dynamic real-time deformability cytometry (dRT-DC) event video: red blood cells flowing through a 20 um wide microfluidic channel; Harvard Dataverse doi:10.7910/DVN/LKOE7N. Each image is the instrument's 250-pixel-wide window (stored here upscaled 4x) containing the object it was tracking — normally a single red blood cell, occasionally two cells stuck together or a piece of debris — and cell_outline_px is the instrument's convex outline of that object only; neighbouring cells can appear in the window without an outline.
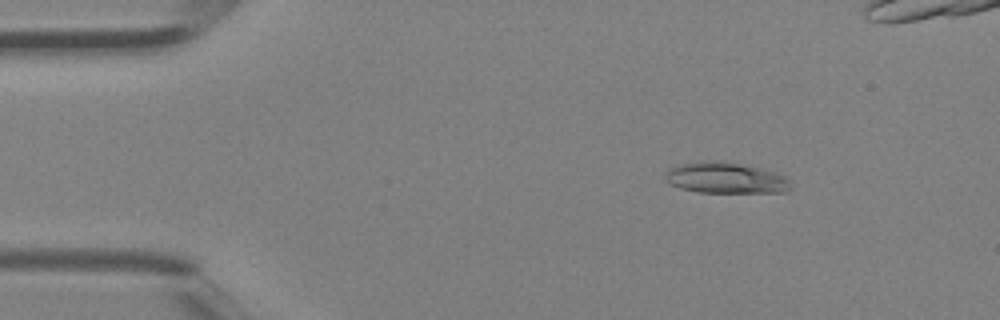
{"species": "Egyptian fruit bat (a non-hibernating species)", "species_latin": "Rousettus aegyptiacus", "temperature_condition": "room temperature", "stored_images_in_passage": 42, "camera_frame_rate_fps": 3000, "um_per_image_px": 0.085, "animal": {"sex": "female"}, "frame": {"image": 1, "passage_image": 6, "time_ms": 1.667, "image_size_px": [1000, 320], "cell_outline_px": [[792, 188], [784, 192], [700, 192], [680, 188], [664, 180], [664, 176], [668, 168], [680, 164], [700, 160], [724, 160], [764, 168], [776, 172], [784, 176], [792, 184]], "centroid_in_image_um": [61.68, 15.09], "position_along_channel_um": 23.3, "area_um2": 23.12}}
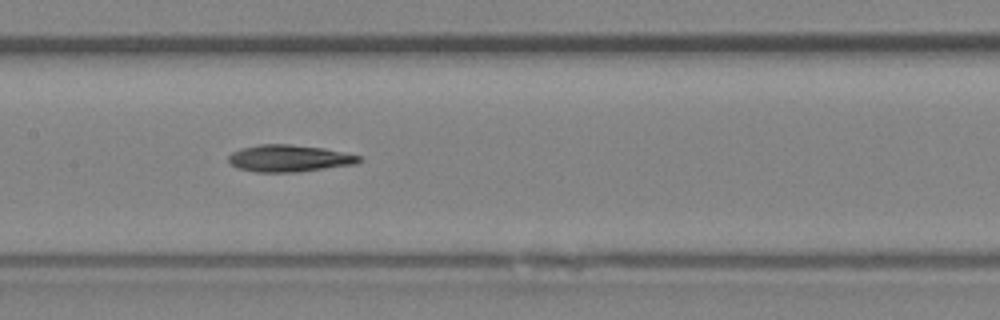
{"frame": {"image": 2, "passage_image": 20, "time_ms": 6.333, "image_size_px": [1000, 320], "cell_outline_px": [[364, 160], [356, 164], [296, 172], [256, 172], [236, 168], [228, 160], [228, 156], [232, 152], [240, 148], [260, 144], [288, 144], [324, 148], [360, 156]], "centroid_in_image_um": [24.56, 13.46], "position_along_channel_um": 182.8, "area_um2": 20.52}}
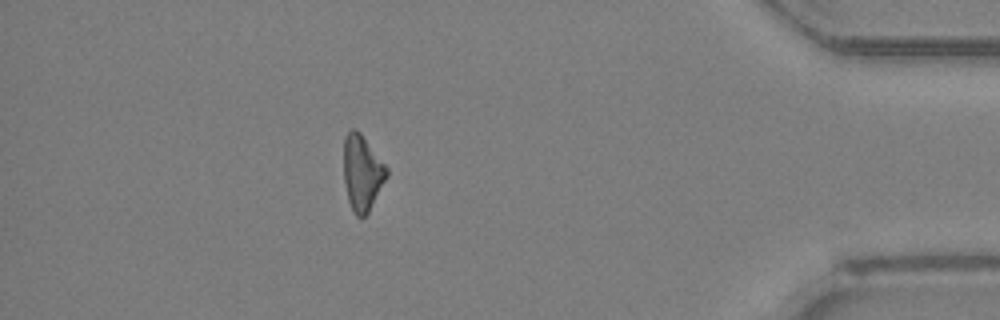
{"frame": {"image": 3, "passage_image": 36, "time_ms": 11.667, "image_size_px": [1000, 320], "cell_outline_px": [[388, 176], [368, 212], [364, 216], [356, 216], [352, 212], [348, 200], [344, 180], [344, 136], [352, 128], [356, 128], [360, 132], [388, 168]], "centroid_in_image_um": [30.78, 14.67], "position_along_channel_um": 404.4, "area_um2": 18.9}}